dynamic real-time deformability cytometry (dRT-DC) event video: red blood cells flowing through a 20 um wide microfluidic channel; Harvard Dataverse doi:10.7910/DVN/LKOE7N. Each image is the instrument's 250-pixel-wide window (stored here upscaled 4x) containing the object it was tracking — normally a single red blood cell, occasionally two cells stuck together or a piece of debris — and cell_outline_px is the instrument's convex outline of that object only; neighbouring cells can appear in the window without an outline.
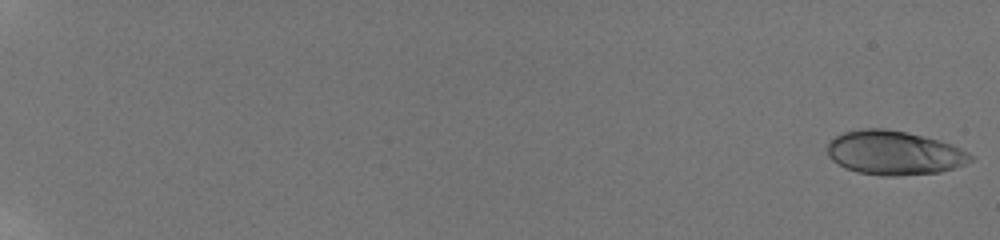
{"species": "human", "species_latin": "Homo sapiens", "temperature_condition": "room temperature", "stored_images_in_passage": 14, "camera_frame_rate_fps": 3000, "um_per_image_px": 0.085, "donor": {"sex": "male"}, "frame": {"image": 1, "passage_image": 1, "time_ms": 0.0, "image_size_px": [1000, 240], "cell_outline_px": [[976, 160], [940, 172], [896, 176], [884, 176], [856, 172], [844, 168], [832, 160], [828, 156], [828, 144], [836, 136], [844, 132], [860, 128], [884, 128], [924, 136], [940, 140], [952, 144], [968, 152]], "centroid_in_image_um": [76.01, 12.99], "position_along_channel_um": 9.0, "area_um2": 36.88}}
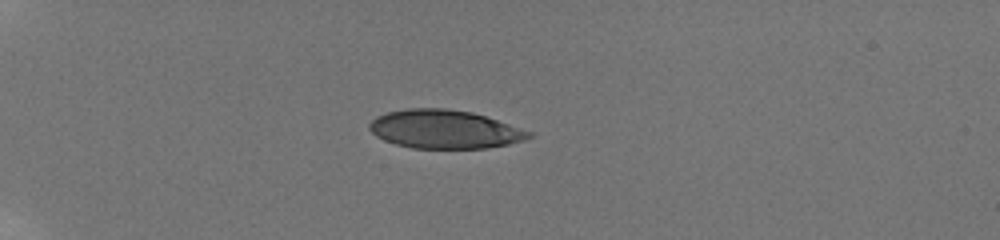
{"frame": {"image": 2, "passage_image": 10, "time_ms": 6.0, "image_size_px": [1000, 240], "cell_outline_px": [[532, 136], [524, 140], [508, 144], [488, 148], [412, 148], [396, 144], [384, 140], [376, 136], [368, 128], [368, 124], [376, 116], [388, 112], [408, 108], [444, 108], [472, 112], [532, 132]], "centroid_in_image_um": [37.75, 10.99], "position_along_channel_um": 47.2, "area_um2": 35.6}}
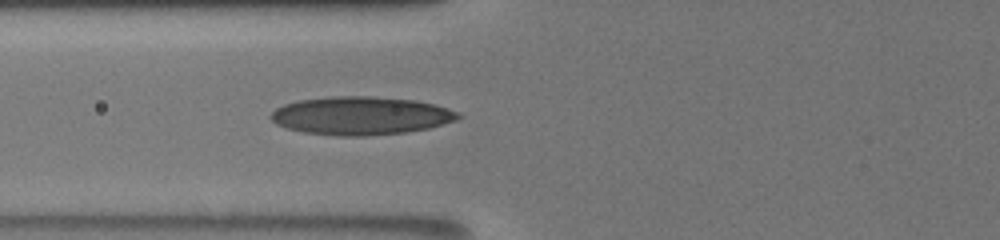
{"frame": {"image": 3, "passage_image": 14, "time_ms": 8.667, "image_size_px": [1000, 240], "cell_outline_px": [[464, 116], [456, 120], [428, 128], [404, 132], [364, 136], [340, 136], [304, 132], [288, 128], [276, 124], [268, 116], [276, 108], [284, 104], [300, 100], [332, 96], [368, 96], [416, 100], [436, 104], [460, 112]], "centroid_in_image_um": [30.7, 9.83], "position_along_channel_um": 95.1, "area_um2": 41.73}}